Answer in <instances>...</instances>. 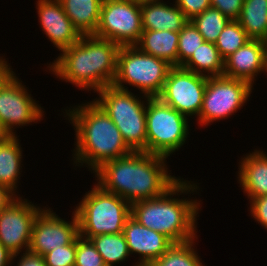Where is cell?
I'll list each match as a JSON object with an SVG mask.
<instances>
[{"label":"cell","mask_w":267,"mask_h":266,"mask_svg":"<svg viewBox=\"0 0 267 266\" xmlns=\"http://www.w3.org/2000/svg\"><path fill=\"white\" fill-rule=\"evenodd\" d=\"M165 156L147 152L130 154L104 163L94 173L96 184L130 204L157 198L181 176H172Z\"/></svg>","instance_id":"1"},{"label":"cell","mask_w":267,"mask_h":266,"mask_svg":"<svg viewBox=\"0 0 267 266\" xmlns=\"http://www.w3.org/2000/svg\"><path fill=\"white\" fill-rule=\"evenodd\" d=\"M61 111L75 133L70 160L74 169L84 166L94 173L104 163L132 152L117 126L94 100L70 105Z\"/></svg>","instance_id":"2"},{"label":"cell","mask_w":267,"mask_h":266,"mask_svg":"<svg viewBox=\"0 0 267 266\" xmlns=\"http://www.w3.org/2000/svg\"><path fill=\"white\" fill-rule=\"evenodd\" d=\"M199 191L197 181L182 177L163 195L133 202L131 217L144 227L164 234L174 243L191 241L199 236L197 220L202 200L190 195H199Z\"/></svg>","instance_id":"3"},{"label":"cell","mask_w":267,"mask_h":266,"mask_svg":"<svg viewBox=\"0 0 267 266\" xmlns=\"http://www.w3.org/2000/svg\"><path fill=\"white\" fill-rule=\"evenodd\" d=\"M119 48L108 39L82 35L78 42L59 53L53 62H47L44 71L81 91L96 93L113 84Z\"/></svg>","instance_id":"4"},{"label":"cell","mask_w":267,"mask_h":266,"mask_svg":"<svg viewBox=\"0 0 267 266\" xmlns=\"http://www.w3.org/2000/svg\"><path fill=\"white\" fill-rule=\"evenodd\" d=\"M93 99L110 117L132 152H146V108L149 96L106 86Z\"/></svg>","instance_id":"5"},{"label":"cell","mask_w":267,"mask_h":266,"mask_svg":"<svg viewBox=\"0 0 267 266\" xmlns=\"http://www.w3.org/2000/svg\"><path fill=\"white\" fill-rule=\"evenodd\" d=\"M91 187L73 208L79 236L89 240L97 235L122 233L126 220L131 216V204L104 191L94 182Z\"/></svg>","instance_id":"6"},{"label":"cell","mask_w":267,"mask_h":266,"mask_svg":"<svg viewBox=\"0 0 267 266\" xmlns=\"http://www.w3.org/2000/svg\"><path fill=\"white\" fill-rule=\"evenodd\" d=\"M173 66L167 61L142 52L135 45L121 46L117 55V72L113 86L132 91L127 86L139 90L138 93L157 97L164 86Z\"/></svg>","instance_id":"7"},{"label":"cell","mask_w":267,"mask_h":266,"mask_svg":"<svg viewBox=\"0 0 267 266\" xmlns=\"http://www.w3.org/2000/svg\"><path fill=\"white\" fill-rule=\"evenodd\" d=\"M190 120L158 97H149L146 108V152L167 158L175 155L188 140Z\"/></svg>","instance_id":"8"},{"label":"cell","mask_w":267,"mask_h":266,"mask_svg":"<svg viewBox=\"0 0 267 266\" xmlns=\"http://www.w3.org/2000/svg\"><path fill=\"white\" fill-rule=\"evenodd\" d=\"M254 89L249 82L241 79L223 75L208 77L202 108L199 117L195 119L198 128L235 116L250 101Z\"/></svg>","instance_id":"9"},{"label":"cell","mask_w":267,"mask_h":266,"mask_svg":"<svg viewBox=\"0 0 267 266\" xmlns=\"http://www.w3.org/2000/svg\"><path fill=\"white\" fill-rule=\"evenodd\" d=\"M142 32L141 6L132 0H103L94 36L121 47L136 45Z\"/></svg>","instance_id":"10"},{"label":"cell","mask_w":267,"mask_h":266,"mask_svg":"<svg viewBox=\"0 0 267 266\" xmlns=\"http://www.w3.org/2000/svg\"><path fill=\"white\" fill-rule=\"evenodd\" d=\"M207 78L181 66H174L157 97L192 121L199 117Z\"/></svg>","instance_id":"11"},{"label":"cell","mask_w":267,"mask_h":266,"mask_svg":"<svg viewBox=\"0 0 267 266\" xmlns=\"http://www.w3.org/2000/svg\"><path fill=\"white\" fill-rule=\"evenodd\" d=\"M18 77L0 90V122L10 136L17 135V128L36 124L45 118V109Z\"/></svg>","instance_id":"12"},{"label":"cell","mask_w":267,"mask_h":266,"mask_svg":"<svg viewBox=\"0 0 267 266\" xmlns=\"http://www.w3.org/2000/svg\"><path fill=\"white\" fill-rule=\"evenodd\" d=\"M24 197L18 196L0 212V243L13 254L29 250L33 223L45 207Z\"/></svg>","instance_id":"13"},{"label":"cell","mask_w":267,"mask_h":266,"mask_svg":"<svg viewBox=\"0 0 267 266\" xmlns=\"http://www.w3.org/2000/svg\"><path fill=\"white\" fill-rule=\"evenodd\" d=\"M71 221L61 218L51 207H44L32 226L29 252L44 254L71 244L79 236L78 220L72 212Z\"/></svg>","instance_id":"14"},{"label":"cell","mask_w":267,"mask_h":266,"mask_svg":"<svg viewBox=\"0 0 267 266\" xmlns=\"http://www.w3.org/2000/svg\"><path fill=\"white\" fill-rule=\"evenodd\" d=\"M35 4L39 28L57 51L61 53L80 40L82 35L65 14L59 0H37Z\"/></svg>","instance_id":"15"},{"label":"cell","mask_w":267,"mask_h":266,"mask_svg":"<svg viewBox=\"0 0 267 266\" xmlns=\"http://www.w3.org/2000/svg\"><path fill=\"white\" fill-rule=\"evenodd\" d=\"M261 73H267V42L250 39L224 59L223 76L241 79L252 86Z\"/></svg>","instance_id":"16"},{"label":"cell","mask_w":267,"mask_h":266,"mask_svg":"<svg viewBox=\"0 0 267 266\" xmlns=\"http://www.w3.org/2000/svg\"><path fill=\"white\" fill-rule=\"evenodd\" d=\"M123 233L131 257L135 254L139 257L132 266H147L174 244L164 234L144 227L131 216L125 222Z\"/></svg>","instance_id":"17"},{"label":"cell","mask_w":267,"mask_h":266,"mask_svg":"<svg viewBox=\"0 0 267 266\" xmlns=\"http://www.w3.org/2000/svg\"><path fill=\"white\" fill-rule=\"evenodd\" d=\"M238 162L237 183L247 200L267 195V152L253 149Z\"/></svg>","instance_id":"18"},{"label":"cell","mask_w":267,"mask_h":266,"mask_svg":"<svg viewBox=\"0 0 267 266\" xmlns=\"http://www.w3.org/2000/svg\"><path fill=\"white\" fill-rule=\"evenodd\" d=\"M168 2V3H167ZM141 6L143 30L179 32L189 21L176 4L168 1Z\"/></svg>","instance_id":"19"},{"label":"cell","mask_w":267,"mask_h":266,"mask_svg":"<svg viewBox=\"0 0 267 266\" xmlns=\"http://www.w3.org/2000/svg\"><path fill=\"white\" fill-rule=\"evenodd\" d=\"M18 135L0 140V184L8 187L17 196L21 180L23 149ZM17 192V193H16Z\"/></svg>","instance_id":"20"},{"label":"cell","mask_w":267,"mask_h":266,"mask_svg":"<svg viewBox=\"0 0 267 266\" xmlns=\"http://www.w3.org/2000/svg\"><path fill=\"white\" fill-rule=\"evenodd\" d=\"M179 32L168 30H143L137 44L142 52L178 66Z\"/></svg>","instance_id":"21"},{"label":"cell","mask_w":267,"mask_h":266,"mask_svg":"<svg viewBox=\"0 0 267 266\" xmlns=\"http://www.w3.org/2000/svg\"><path fill=\"white\" fill-rule=\"evenodd\" d=\"M65 14L81 35H94L100 21L103 0H59Z\"/></svg>","instance_id":"22"},{"label":"cell","mask_w":267,"mask_h":266,"mask_svg":"<svg viewBox=\"0 0 267 266\" xmlns=\"http://www.w3.org/2000/svg\"><path fill=\"white\" fill-rule=\"evenodd\" d=\"M181 67L207 77L222 76L224 59L215 43L205 41Z\"/></svg>","instance_id":"23"},{"label":"cell","mask_w":267,"mask_h":266,"mask_svg":"<svg viewBox=\"0 0 267 266\" xmlns=\"http://www.w3.org/2000/svg\"><path fill=\"white\" fill-rule=\"evenodd\" d=\"M238 21L250 39L267 42V0H244Z\"/></svg>","instance_id":"24"},{"label":"cell","mask_w":267,"mask_h":266,"mask_svg":"<svg viewBox=\"0 0 267 266\" xmlns=\"http://www.w3.org/2000/svg\"><path fill=\"white\" fill-rule=\"evenodd\" d=\"M106 266L123 264L131 257L124 233L102 234L89 239Z\"/></svg>","instance_id":"25"},{"label":"cell","mask_w":267,"mask_h":266,"mask_svg":"<svg viewBox=\"0 0 267 266\" xmlns=\"http://www.w3.org/2000/svg\"><path fill=\"white\" fill-rule=\"evenodd\" d=\"M198 237L185 242L174 243L160 258L147 266H207L197 252ZM196 247V248H195Z\"/></svg>","instance_id":"26"},{"label":"cell","mask_w":267,"mask_h":266,"mask_svg":"<svg viewBox=\"0 0 267 266\" xmlns=\"http://www.w3.org/2000/svg\"><path fill=\"white\" fill-rule=\"evenodd\" d=\"M190 21L206 42L215 43L230 19L218 9L210 7Z\"/></svg>","instance_id":"27"},{"label":"cell","mask_w":267,"mask_h":266,"mask_svg":"<svg viewBox=\"0 0 267 266\" xmlns=\"http://www.w3.org/2000/svg\"><path fill=\"white\" fill-rule=\"evenodd\" d=\"M250 38L238 20H230L218 36L215 46L223 59L242 47Z\"/></svg>","instance_id":"28"},{"label":"cell","mask_w":267,"mask_h":266,"mask_svg":"<svg viewBox=\"0 0 267 266\" xmlns=\"http://www.w3.org/2000/svg\"><path fill=\"white\" fill-rule=\"evenodd\" d=\"M205 40L189 20L179 31L178 66H182Z\"/></svg>","instance_id":"29"},{"label":"cell","mask_w":267,"mask_h":266,"mask_svg":"<svg viewBox=\"0 0 267 266\" xmlns=\"http://www.w3.org/2000/svg\"><path fill=\"white\" fill-rule=\"evenodd\" d=\"M102 256L88 239L76 238L75 266H103Z\"/></svg>","instance_id":"30"},{"label":"cell","mask_w":267,"mask_h":266,"mask_svg":"<svg viewBox=\"0 0 267 266\" xmlns=\"http://www.w3.org/2000/svg\"><path fill=\"white\" fill-rule=\"evenodd\" d=\"M46 266H75L76 239L43 255Z\"/></svg>","instance_id":"31"},{"label":"cell","mask_w":267,"mask_h":266,"mask_svg":"<svg viewBox=\"0 0 267 266\" xmlns=\"http://www.w3.org/2000/svg\"><path fill=\"white\" fill-rule=\"evenodd\" d=\"M249 215L256 223L267 231V195L256 197L249 201Z\"/></svg>","instance_id":"32"},{"label":"cell","mask_w":267,"mask_h":266,"mask_svg":"<svg viewBox=\"0 0 267 266\" xmlns=\"http://www.w3.org/2000/svg\"><path fill=\"white\" fill-rule=\"evenodd\" d=\"M188 20L211 7L210 0H173Z\"/></svg>","instance_id":"33"},{"label":"cell","mask_w":267,"mask_h":266,"mask_svg":"<svg viewBox=\"0 0 267 266\" xmlns=\"http://www.w3.org/2000/svg\"><path fill=\"white\" fill-rule=\"evenodd\" d=\"M244 0H210L211 7L218 9L230 20H238Z\"/></svg>","instance_id":"34"},{"label":"cell","mask_w":267,"mask_h":266,"mask_svg":"<svg viewBox=\"0 0 267 266\" xmlns=\"http://www.w3.org/2000/svg\"><path fill=\"white\" fill-rule=\"evenodd\" d=\"M15 262L16 266H46L43 256L30 253L29 251L13 254L12 265L15 266Z\"/></svg>","instance_id":"35"},{"label":"cell","mask_w":267,"mask_h":266,"mask_svg":"<svg viewBox=\"0 0 267 266\" xmlns=\"http://www.w3.org/2000/svg\"><path fill=\"white\" fill-rule=\"evenodd\" d=\"M5 57V54H0V90L17 76L10 63H8L7 59L9 58Z\"/></svg>","instance_id":"36"},{"label":"cell","mask_w":267,"mask_h":266,"mask_svg":"<svg viewBox=\"0 0 267 266\" xmlns=\"http://www.w3.org/2000/svg\"><path fill=\"white\" fill-rule=\"evenodd\" d=\"M18 196L8 187L0 184V212L4 210Z\"/></svg>","instance_id":"37"},{"label":"cell","mask_w":267,"mask_h":266,"mask_svg":"<svg viewBox=\"0 0 267 266\" xmlns=\"http://www.w3.org/2000/svg\"><path fill=\"white\" fill-rule=\"evenodd\" d=\"M12 257L13 253L0 243V266H12Z\"/></svg>","instance_id":"38"},{"label":"cell","mask_w":267,"mask_h":266,"mask_svg":"<svg viewBox=\"0 0 267 266\" xmlns=\"http://www.w3.org/2000/svg\"><path fill=\"white\" fill-rule=\"evenodd\" d=\"M134 1L137 5L142 6L145 4H152V3H160L163 2V0H132Z\"/></svg>","instance_id":"39"},{"label":"cell","mask_w":267,"mask_h":266,"mask_svg":"<svg viewBox=\"0 0 267 266\" xmlns=\"http://www.w3.org/2000/svg\"><path fill=\"white\" fill-rule=\"evenodd\" d=\"M9 136L10 135L6 132V130L4 129L3 125L0 122V140H3Z\"/></svg>","instance_id":"40"}]
</instances>
